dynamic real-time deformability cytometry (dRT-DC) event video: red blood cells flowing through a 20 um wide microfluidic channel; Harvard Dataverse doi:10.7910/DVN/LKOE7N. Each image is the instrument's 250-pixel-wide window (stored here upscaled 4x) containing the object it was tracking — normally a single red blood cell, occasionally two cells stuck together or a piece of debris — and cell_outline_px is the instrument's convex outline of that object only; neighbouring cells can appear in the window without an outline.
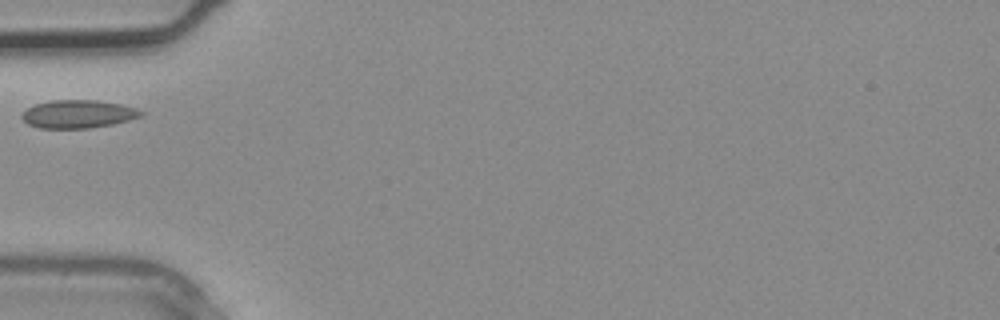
{"species": "common noctule bat (a hibernating species)", "species_latin": "Nyctalus noctula", "temperature_condition": "warm", "stored_images_in_passage": 1, "camera_frame_rate_fps": 3000, "um_per_image_px": 0.085, "animal": {"sex": "male", "body_mass_g": 20.4}, "frame": {"image": 1, "passage_image": 1, "time_ms": 0.0, "image_size_px": [1000, 320], "cell_outline_px": [[144, 112], [140, 116], [128, 120], [112, 124], [88, 128], [40, 128], [28, 124], [20, 116], [28, 108], [36, 104], [52, 100], [96, 100], [120, 104], [136, 108]], "centroid_in_image_um": [6.63, 9.69], "position_along_channel_um": 78.4, "area_um2": 19.25}}